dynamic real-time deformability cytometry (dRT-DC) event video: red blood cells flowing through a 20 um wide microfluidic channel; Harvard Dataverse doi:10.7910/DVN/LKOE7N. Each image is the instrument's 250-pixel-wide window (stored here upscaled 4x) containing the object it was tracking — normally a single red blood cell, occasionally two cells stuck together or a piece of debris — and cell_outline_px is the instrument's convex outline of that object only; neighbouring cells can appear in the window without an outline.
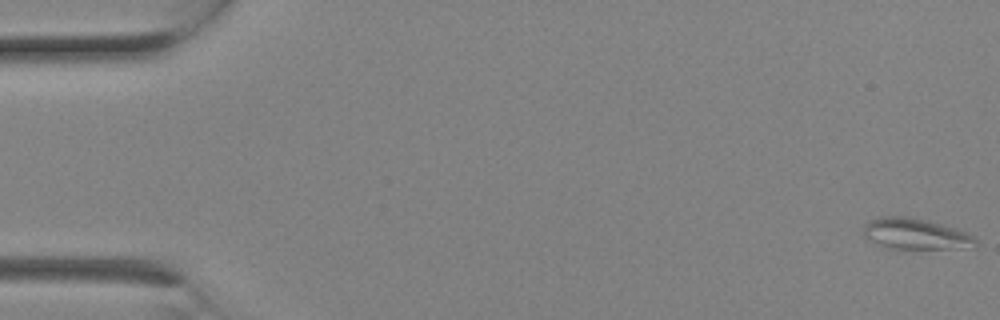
{"species": "Egyptian fruit bat (a non-hibernating species)", "species_latin": "Rousettus aegyptiacus", "temperature_condition": "room temperature", "stored_images_in_passage": 3, "camera_frame_rate_fps": 3000, "um_per_image_px": 0.085, "animal": {"sex": "female"}, "frame": {"image": 1, "passage_image": 3, "time_ms": 0.667, "image_size_px": [1000, 320], "cell_outline_px": [[976, 244], [960, 248], [888, 248], [864, 236], [864, 224], [868, 220], [880, 216], [908, 216], [956, 228], [972, 236], [976, 240]], "centroid_in_image_um": [77.76, 19.86], "position_along_channel_um": 7.2, "area_um2": 19.71}}